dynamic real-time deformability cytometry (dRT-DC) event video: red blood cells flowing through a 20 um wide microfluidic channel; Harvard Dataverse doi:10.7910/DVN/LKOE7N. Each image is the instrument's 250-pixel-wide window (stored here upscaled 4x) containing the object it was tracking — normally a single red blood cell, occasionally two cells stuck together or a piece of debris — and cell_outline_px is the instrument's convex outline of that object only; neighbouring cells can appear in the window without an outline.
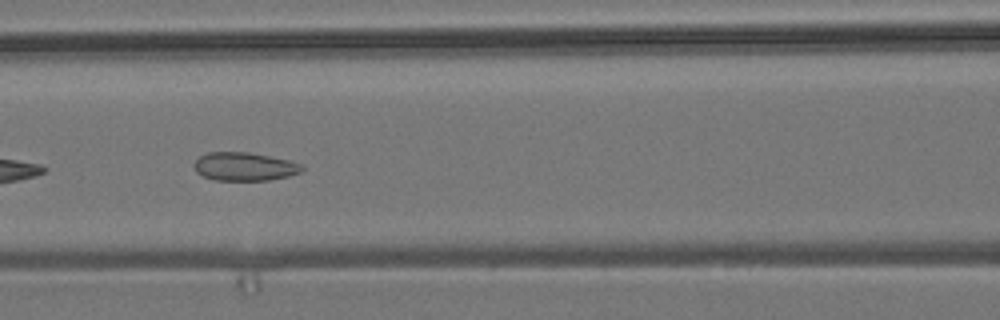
{"species": "common noctule bat (a hibernating species)", "species_latin": "Nyctalus noctula", "temperature_condition": "room temperature", "stored_images_in_passage": 10, "camera_frame_rate_fps": 3000, "um_per_image_px": 0.085, "animal": {"sex": "male", "body_mass_g": 19.2, "forearm_length_mm": 51.8}, "frame": {"image": 1, "passage_image": 6, "time_ms": 6.667, "image_size_px": [1000, 320], "cell_outline_px": [[304, 168], [300, 172], [288, 176], [268, 180], [216, 180], [204, 176], [196, 172], [192, 164], [200, 156], [208, 152], [248, 152], [288, 160], [300, 164]], "centroid_in_image_um": [20.74, 14.15], "position_along_channel_um": 145.9, "area_um2": 17.69}}
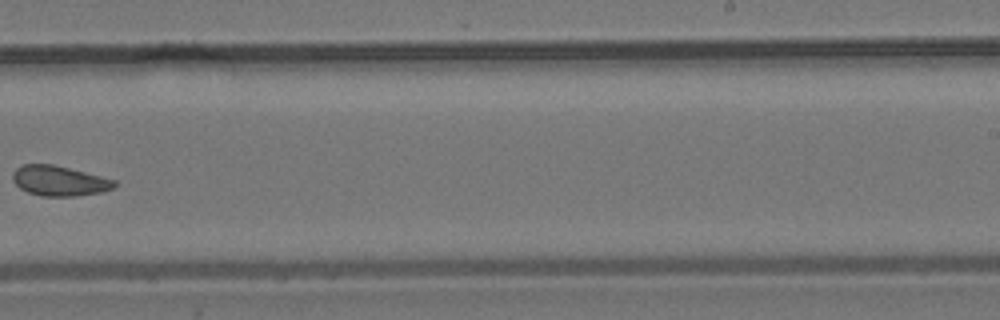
{"frame": {"image": 2, "passage_image": 9, "time_ms": 10.333, "image_size_px": [1000, 320], "cell_outline_px": [[116, 184], [112, 188], [104, 192], [76, 196], [40, 196], [28, 192], [20, 188], [12, 180], [12, 172], [16, 168], [24, 164], [52, 164], [116, 180]], "centroid_in_image_um": [5.02, 15.38], "position_along_channel_um": 284.0, "area_um2": 17.8}}
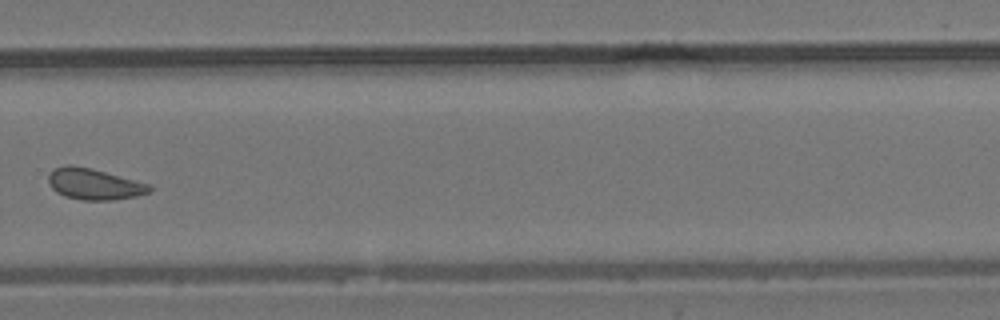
{"frame": {"image": 3, "passage_image": 10, "time_ms": 11.333, "image_size_px": [1000, 320], "cell_outline_px": [[152, 188], [148, 192], [136, 196], [112, 200], [80, 200], [64, 196], [56, 192], [48, 184], [48, 172], [52, 168], [64, 164], [72, 164], [92, 168], [152, 184]], "centroid_in_image_um": [7.96, 15.62], "position_along_channel_um": 321.8, "area_um2": 18.79}}